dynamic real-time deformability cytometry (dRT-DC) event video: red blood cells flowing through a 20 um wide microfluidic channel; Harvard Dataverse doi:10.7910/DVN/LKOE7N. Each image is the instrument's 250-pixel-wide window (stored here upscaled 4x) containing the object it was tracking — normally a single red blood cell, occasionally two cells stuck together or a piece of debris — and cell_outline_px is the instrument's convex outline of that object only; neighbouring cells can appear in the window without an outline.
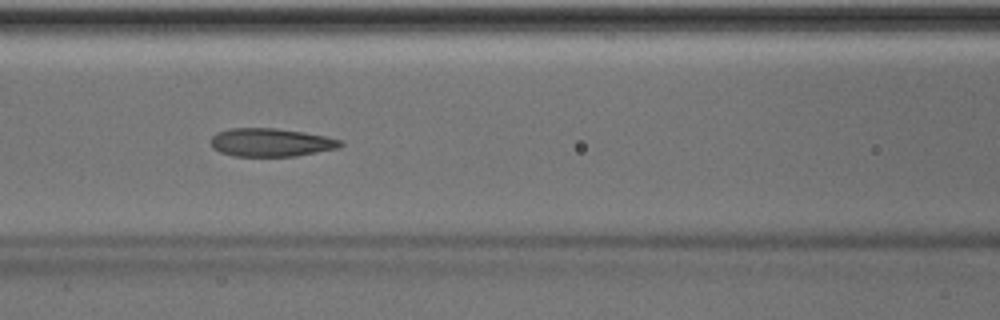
{"species": "Egyptian fruit bat (a non-hibernating species)", "species_latin": "Rousettus aegyptiacus", "temperature_condition": "room temperature", "stored_images_in_passage": 50, "camera_frame_rate_fps": 3000, "um_per_image_px": 0.085, "animal": {"sex": "male"}, "frame": {"image": 1, "passage_image": 22, "time_ms": 7.0, "image_size_px": [1000, 320], "cell_outline_px": [[344, 144], [340, 148], [296, 156], [232, 156], [220, 152], [212, 148], [212, 136], [216, 132], [232, 128], [276, 128], [304, 132], [344, 140]], "centroid_in_image_um": [23.06, 12.11], "position_along_channel_um": 143.5, "area_um2": 21.5}, "authors_computed_cell_mechanics": {"area_um2": 21.9062, "velocity_mm_per_s": 4.0353, "shape_relaxation_time_tau1_ms": 10.33, "shape_relaxation_time_tau2_ms": 2.3131, "deformation_change_tau1": 0.2313, "deformation_change_tau2": 0.0995}}